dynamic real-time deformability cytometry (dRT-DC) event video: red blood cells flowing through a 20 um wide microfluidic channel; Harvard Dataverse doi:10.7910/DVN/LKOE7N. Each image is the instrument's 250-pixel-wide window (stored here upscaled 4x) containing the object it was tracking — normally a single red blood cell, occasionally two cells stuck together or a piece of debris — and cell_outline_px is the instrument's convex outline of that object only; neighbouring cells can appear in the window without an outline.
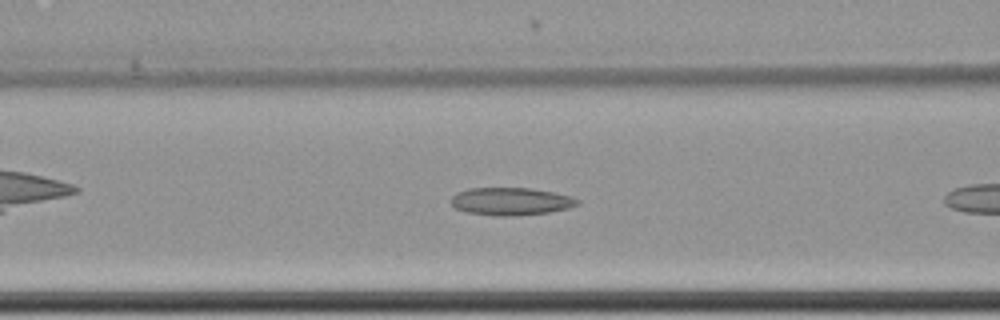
{"species": "common noctule bat (a hibernating species)", "species_latin": "Nyctalus noctula", "temperature_condition": "cold", "stored_images_in_passage": 8, "camera_frame_rate_fps": 3000, "um_per_image_px": 0.085, "animal": {"sex": "female", "body_mass_g": 22.7, "forearm_length_mm": 54.2}, "frame": {"image": 1, "passage_image": 3, "time_ms": 0.667, "image_size_px": [1000, 320], "cell_outline_px": [[580, 204], [568, 208], [548, 212], [520, 216], [496, 216], [464, 212], [456, 208], [452, 204], [452, 196], [456, 192], [468, 188], [532, 188], [572, 196], [580, 200]], "centroid_in_image_um": [43.43, 17.12], "position_along_channel_um": 123.2, "area_um2": 20.58}}
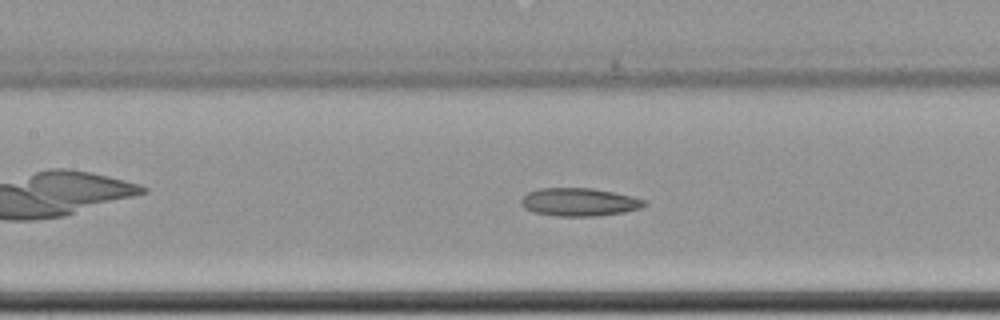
{"frame": {"image": 2, "passage_image": 6, "time_ms": 1.667, "image_size_px": [1000, 320], "cell_outline_px": [[648, 204], [640, 208], [624, 212], [596, 216], [556, 216], [532, 212], [524, 208], [520, 200], [528, 192], [540, 188], [592, 188], [632, 196], [644, 200]], "centroid_in_image_um": [49.22, 17.18], "position_along_channel_um": 158.2, "area_um2": 20.11}}